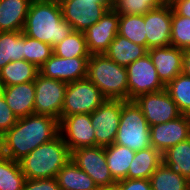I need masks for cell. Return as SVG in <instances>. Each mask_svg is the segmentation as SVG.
Returning a JSON list of instances; mask_svg holds the SVG:
<instances>
[{"instance_id":"8d00e7d4","label":"cell","mask_w":190,"mask_h":190,"mask_svg":"<svg viewBox=\"0 0 190 190\" xmlns=\"http://www.w3.org/2000/svg\"><path fill=\"white\" fill-rule=\"evenodd\" d=\"M23 190H62L56 178L26 179Z\"/></svg>"},{"instance_id":"9c48e42d","label":"cell","mask_w":190,"mask_h":190,"mask_svg":"<svg viewBox=\"0 0 190 190\" xmlns=\"http://www.w3.org/2000/svg\"><path fill=\"white\" fill-rule=\"evenodd\" d=\"M72 161L88 174L98 187L116 184L106 163L105 147H80L71 151Z\"/></svg>"},{"instance_id":"60d3db41","label":"cell","mask_w":190,"mask_h":190,"mask_svg":"<svg viewBox=\"0 0 190 190\" xmlns=\"http://www.w3.org/2000/svg\"><path fill=\"white\" fill-rule=\"evenodd\" d=\"M95 2L106 5L109 9L113 8L115 0H94Z\"/></svg>"},{"instance_id":"f546056e","label":"cell","mask_w":190,"mask_h":190,"mask_svg":"<svg viewBox=\"0 0 190 190\" xmlns=\"http://www.w3.org/2000/svg\"><path fill=\"white\" fill-rule=\"evenodd\" d=\"M25 181L19 162L0 154V190H23Z\"/></svg>"},{"instance_id":"9a60e30c","label":"cell","mask_w":190,"mask_h":190,"mask_svg":"<svg viewBox=\"0 0 190 190\" xmlns=\"http://www.w3.org/2000/svg\"><path fill=\"white\" fill-rule=\"evenodd\" d=\"M90 57L62 58L55 54L39 68V74L46 78L60 80L66 84L87 77Z\"/></svg>"},{"instance_id":"ffe728a7","label":"cell","mask_w":190,"mask_h":190,"mask_svg":"<svg viewBox=\"0 0 190 190\" xmlns=\"http://www.w3.org/2000/svg\"><path fill=\"white\" fill-rule=\"evenodd\" d=\"M32 0H0V32L23 31Z\"/></svg>"},{"instance_id":"484cf974","label":"cell","mask_w":190,"mask_h":190,"mask_svg":"<svg viewBox=\"0 0 190 190\" xmlns=\"http://www.w3.org/2000/svg\"><path fill=\"white\" fill-rule=\"evenodd\" d=\"M162 162L174 173L190 181V138L162 153Z\"/></svg>"},{"instance_id":"d4e9b609","label":"cell","mask_w":190,"mask_h":190,"mask_svg":"<svg viewBox=\"0 0 190 190\" xmlns=\"http://www.w3.org/2000/svg\"><path fill=\"white\" fill-rule=\"evenodd\" d=\"M39 69L31 62L26 60L13 61L6 64L0 70V79L4 87L36 80Z\"/></svg>"},{"instance_id":"8fae6325","label":"cell","mask_w":190,"mask_h":190,"mask_svg":"<svg viewBox=\"0 0 190 190\" xmlns=\"http://www.w3.org/2000/svg\"><path fill=\"white\" fill-rule=\"evenodd\" d=\"M149 126L166 123L182 115L166 89L139 95L134 99Z\"/></svg>"},{"instance_id":"4316f807","label":"cell","mask_w":190,"mask_h":190,"mask_svg":"<svg viewBox=\"0 0 190 190\" xmlns=\"http://www.w3.org/2000/svg\"><path fill=\"white\" fill-rule=\"evenodd\" d=\"M25 34L0 32V70L8 63L24 59Z\"/></svg>"},{"instance_id":"7a4b0ae2","label":"cell","mask_w":190,"mask_h":190,"mask_svg":"<svg viewBox=\"0 0 190 190\" xmlns=\"http://www.w3.org/2000/svg\"><path fill=\"white\" fill-rule=\"evenodd\" d=\"M72 31L59 2L32 0L22 31L25 35L54 47Z\"/></svg>"},{"instance_id":"8992f818","label":"cell","mask_w":190,"mask_h":190,"mask_svg":"<svg viewBox=\"0 0 190 190\" xmlns=\"http://www.w3.org/2000/svg\"><path fill=\"white\" fill-rule=\"evenodd\" d=\"M106 98L87 77L68 83L65 90L61 116L91 114Z\"/></svg>"},{"instance_id":"f6af8a7d","label":"cell","mask_w":190,"mask_h":190,"mask_svg":"<svg viewBox=\"0 0 190 190\" xmlns=\"http://www.w3.org/2000/svg\"><path fill=\"white\" fill-rule=\"evenodd\" d=\"M47 1H55V2H60L62 0H47Z\"/></svg>"},{"instance_id":"3957f363","label":"cell","mask_w":190,"mask_h":190,"mask_svg":"<svg viewBox=\"0 0 190 190\" xmlns=\"http://www.w3.org/2000/svg\"><path fill=\"white\" fill-rule=\"evenodd\" d=\"M70 159L71 152L59 134L18 162L26 179H43L56 178L57 173Z\"/></svg>"},{"instance_id":"52a82bcc","label":"cell","mask_w":190,"mask_h":190,"mask_svg":"<svg viewBox=\"0 0 190 190\" xmlns=\"http://www.w3.org/2000/svg\"><path fill=\"white\" fill-rule=\"evenodd\" d=\"M126 69L128 101L136 99L141 94L165 89V85L159 79L157 70L148 53L128 65Z\"/></svg>"},{"instance_id":"277c9868","label":"cell","mask_w":190,"mask_h":190,"mask_svg":"<svg viewBox=\"0 0 190 190\" xmlns=\"http://www.w3.org/2000/svg\"><path fill=\"white\" fill-rule=\"evenodd\" d=\"M87 78L106 99L128 101L127 69L112 61L106 54H91Z\"/></svg>"},{"instance_id":"ba28073f","label":"cell","mask_w":190,"mask_h":190,"mask_svg":"<svg viewBox=\"0 0 190 190\" xmlns=\"http://www.w3.org/2000/svg\"><path fill=\"white\" fill-rule=\"evenodd\" d=\"M34 86V114L48 115L60 121L67 84L38 74Z\"/></svg>"},{"instance_id":"e575fe53","label":"cell","mask_w":190,"mask_h":190,"mask_svg":"<svg viewBox=\"0 0 190 190\" xmlns=\"http://www.w3.org/2000/svg\"><path fill=\"white\" fill-rule=\"evenodd\" d=\"M171 45L182 50L190 49V18L172 10Z\"/></svg>"},{"instance_id":"ac0fdd59","label":"cell","mask_w":190,"mask_h":190,"mask_svg":"<svg viewBox=\"0 0 190 190\" xmlns=\"http://www.w3.org/2000/svg\"><path fill=\"white\" fill-rule=\"evenodd\" d=\"M161 82L166 86L183 71L184 50L172 45L147 50Z\"/></svg>"},{"instance_id":"2e32d148","label":"cell","mask_w":190,"mask_h":190,"mask_svg":"<svg viewBox=\"0 0 190 190\" xmlns=\"http://www.w3.org/2000/svg\"><path fill=\"white\" fill-rule=\"evenodd\" d=\"M119 14L108 9L97 23L84 31L90 54H104L118 34Z\"/></svg>"},{"instance_id":"d6986e66","label":"cell","mask_w":190,"mask_h":190,"mask_svg":"<svg viewBox=\"0 0 190 190\" xmlns=\"http://www.w3.org/2000/svg\"><path fill=\"white\" fill-rule=\"evenodd\" d=\"M3 96L18 118L34 114V81L4 87Z\"/></svg>"},{"instance_id":"ee69618b","label":"cell","mask_w":190,"mask_h":190,"mask_svg":"<svg viewBox=\"0 0 190 190\" xmlns=\"http://www.w3.org/2000/svg\"><path fill=\"white\" fill-rule=\"evenodd\" d=\"M3 91H4V85L3 81L0 79V97L3 96Z\"/></svg>"},{"instance_id":"e0dca14e","label":"cell","mask_w":190,"mask_h":190,"mask_svg":"<svg viewBox=\"0 0 190 190\" xmlns=\"http://www.w3.org/2000/svg\"><path fill=\"white\" fill-rule=\"evenodd\" d=\"M172 10L170 6L164 5L145 14L147 50L171 45Z\"/></svg>"},{"instance_id":"44dd1931","label":"cell","mask_w":190,"mask_h":190,"mask_svg":"<svg viewBox=\"0 0 190 190\" xmlns=\"http://www.w3.org/2000/svg\"><path fill=\"white\" fill-rule=\"evenodd\" d=\"M161 163L162 154L152 146L138 150L129 166L127 179H150Z\"/></svg>"},{"instance_id":"30bf717a","label":"cell","mask_w":190,"mask_h":190,"mask_svg":"<svg viewBox=\"0 0 190 190\" xmlns=\"http://www.w3.org/2000/svg\"><path fill=\"white\" fill-rule=\"evenodd\" d=\"M122 113V100L106 99L93 113L91 124L95 135V146L112 145L115 141Z\"/></svg>"},{"instance_id":"4fadbf2b","label":"cell","mask_w":190,"mask_h":190,"mask_svg":"<svg viewBox=\"0 0 190 190\" xmlns=\"http://www.w3.org/2000/svg\"><path fill=\"white\" fill-rule=\"evenodd\" d=\"M94 130L91 114L61 116L59 121V134L70 152L80 147L95 146Z\"/></svg>"},{"instance_id":"7402d4cb","label":"cell","mask_w":190,"mask_h":190,"mask_svg":"<svg viewBox=\"0 0 190 190\" xmlns=\"http://www.w3.org/2000/svg\"><path fill=\"white\" fill-rule=\"evenodd\" d=\"M56 180L62 190H97L94 180L70 159L57 173Z\"/></svg>"},{"instance_id":"74e56055","label":"cell","mask_w":190,"mask_h":190,"mask_svg":"<svg viewBox=\"0 0 190 190\" xmlns=\"http://www.w3.org/2000/svg\"><path fill=\"white\" fill-rule=\"evenodd\" d=\"M116 184L120 190H152L149 179H123Z\"/></svg>"},{"instance_id":"f1b7e54d","label":"cell","mask_w":190,"mask_h":190,"mask_svg":"<svg viewBox=\"0 0 190 190\" xmlns=\"http://www.w3.org/2000/svg\"><path fill=\"white\" fill-rule=\"evenodd\" d=\"M118 35L147 49L145 14L119 15Z\"/></svg>"},{"instance_id":"d590c367","label":"cell","mask_w":190,"mask_h":190,"mask_svg":"<svg viewBox=\"0 0 190 190\" xmlns=\"http://www.w3.org/2000/svg\"><path fill=\"white\" fill-rule=\"evenodd\" d=\"M18 120V117L13 113L7 105L4 96L0 97V137L8 131Z\"/></svg>"},{"instance_id":"b9f144b4","label":"cell","mask_w":190,"mask_h":190,"mask_svg":"<svg viewBox=\"0 0 190 190\" xmlns=\"http://www.w3.org/2000/svg\"><path fill=\"white\" fill-rule=\"evenodd\" d=\"M97 190H120L117 184L107 186V187H98Z\"/></svg>"},{"instance_id":"7c38bea8","label":"cell","mask_w":190,"mask_h":190,"mask_svg":"<svg viewBox=\"0 0 190 190\" xmlns=\"http://www.w3.org/2000/svg\"><path fill=\"white\" fill-rule=\"evenodd\" d=\"M63 18L74 31L84 32L99 21L109 9L94 0H62L59 2Z\"/></svg>"},{"instance_id":"1f68e13d","label":"cell","mask_w":190,"mask_h":190,"mask_svg":"<svg viewBox=\"0 0 190 190\" xmlns=\"http://www.w3.org/2000/svg\"><path fill=\"white\" fill-rule=\"evenodd\" d=\"M182 114L190 113V76L180 73L165 86Z\"/></svg>"},{"instance_id":"4dcf8cb0","label":"cell","mask_w":190,"mask_h":190,"mask_svg":"<svg viewBox=\"0 0 190 190\" xmlns=\"http://www.w3.org/2000/svg\"><path fill=\"white\" fill-rule=\"evenodd\" d=\"M53 54L62 58L90 57L84 32L72 31L53 47Z\"/></svg>"},{"instance_id":"cb8c5ba5","label":"cell","mask_w":190,"mask_h":190,"mask_svg":"<svg viewBox=\"0 0 190 190\" xmlns=\"http://www.w3.org/2000/svg\"><path fill=\"white\" fill-rule=\"evenodd\" d=\"M106 163L113 179L117 182L127 179L129 166L135 156V151L120 144L105 146Z\"/></svg>"},{"instance_id":"d6a6232c","label":"cell","mask_w":190,"mask_h":190,"mask_svg":"<svg viewBox=\"0 0 190 190\" xmlns=\"http://www.w3.org/2000/svg\"><path fill=\"white\" fill-rule=\"evenodd\" d=\"M53 47L25 35L24 60L33 63L38 69L52 56Z\"/></svg>"},{"instance_id":"836d02e7","label":"cell","mask_w":190,"mask_h":190,"mask_svg":"<svg viewBox=\"0 0 190 190\" xmlns=\"http://www.w3.org/2000/svg\"><path fill=\"white\" fill-rule=\"evenodd\" d=\"M166 5V0H115L113 9L119 15H144L151 9Z\"/></svg>"},{"instance_id":"5b68a950","label":"cell","mask_w":190,"mask_h":190,"mask_svg":"<svg viewBox=\"0 0 190 190\" xmlns=\"http://www.w3.org/2000/svg\"><path fill=\"white\" fill-rule=\"evenodd\" d=\"M114 143L135 152L151 146L150 126L134 100H122V113Z\"/></svg>"},{"instance_id":"6da1fadb","label":"cell","mask_w":190,"mask_h":190,"mask_svg":"<svg viewBox=\"0 0 190 190\" xmlns=\"http://www.w3.org/2000/svg\"><path fill=\"white\" fill-rule=\"evenodd\" d=\"M58 135V119L36 114L21 117L0 137V154L19 161Z\"/></svg>"},{"instance_id":"7bdbcfd3","label":"cell","mask_w":190,"mask_h":190,"mask_svg":"<svg viewBox=\"0 0 190 190\" xmlns=\"http://www.w3.org/2000/svg\"><path fill=\"white\" fill-rule=\"evenodd\" d=\"M181 1H184V0H166V5H168L172 8L175 4H177Z\"/></svg>"},{"instance_id":"f35d334b","label":"cell","mask_w":190,"mask_h":190,"mask_svg":"<svg viewBox=\"0 0 190 190\" xmlns=\"http://www.w3.org/2000/svg\"><path fill=\"white\" fill-rule=\"evenodd\" d=\"M172 9L177 15L190 18V0H184L177 3Z\"/></svg>"},{"instance_id":"5bb4252c","label":"cell","mask_w":190,"mask_h":190,"mask_svg":"<svg viewBox=\"0 0 190 190\" xmlns=\"http://www.w3.org/2000/svg\"><path fill=\"white\" fill-rule=\"evenodd\" d=\"M190 138V120L187 114L178 118L150 126L151 146L161 154L168 148Z\"/></svg>"},{"instance_id":"ab89813d","label":"cell","mask_w":190,"mask_h":190,"mask_svg":"<svg viewBox=\"0 0 190 190\" xmlns=\"http://www.w3.org/2000/svg\"><path fill=\"white\" fill-rule=\"evenodd\" d=\"M184 74L190 76V49L184 50L183 71Z\"/></svg>"},{"instance_id":"83f0119b","label":"cell","mask_w":190,"mask_h":190,"mask_svg":"<svg viewBox=\"0 0 190 190\" xmlns=\"http://www.w3.org/2000/svg\"><path fill=\"white\" fill-rule=\"evenodd\" d=\"M152 190H190V181L174 173L163 162L150 177Z\"/></svg>"},{"instance_id":"603a6c76","label":"cell","mask_w":190,"mask_h":190,"mask_svg":"<svg viewBox=\"0 0 190 190\" xmlns=\"http://www.w3.org/2000/svg\"><path fill=\"white\" fill-rule=\"evenodd\" d=\"M104 54L118 65L127 67L147 54V49L117 34Z\"/></svg>"}]
</instances>
